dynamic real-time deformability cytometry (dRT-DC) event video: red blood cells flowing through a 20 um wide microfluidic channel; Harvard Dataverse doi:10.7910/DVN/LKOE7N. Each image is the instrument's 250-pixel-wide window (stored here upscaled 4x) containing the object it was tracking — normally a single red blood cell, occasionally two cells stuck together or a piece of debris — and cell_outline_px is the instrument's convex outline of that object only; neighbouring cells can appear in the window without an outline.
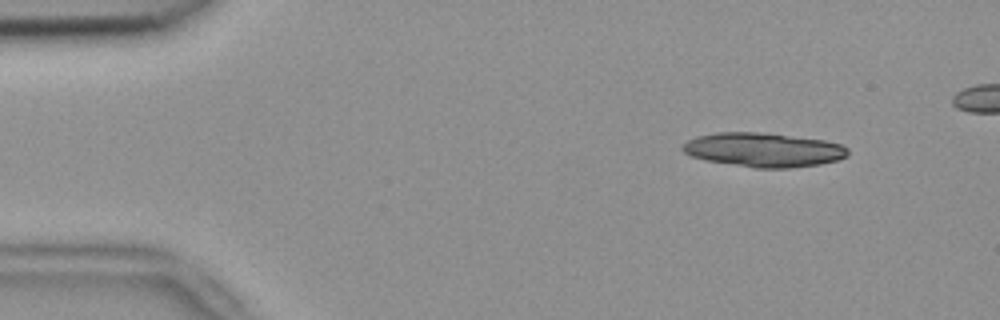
{"species": "common noctule bat (a hibernating species)", "species_latin": "Nyctalus noctula", "temperature_condition": "room temperature", "stored_images_in_passage": 18, "camera_frame_rate_fps": 3000, "um_per_image_px": 0.085, "animal": {"sex": "female", "body_mass_g": 18.4}, "frame": {"image": 1, "passage_image": 6, "time_ms": 1.667, "image_size_px": [1000, 320], "cell_outline_px": [[848, 156], [836, 160], [820, 164], [792, 168], [756, 168], [708, 160], [692, 156], [684, 152], [680, 148], [688, 140], [696, 136], [716, 132], [760, 132], [824, 140], [840, 144], [848, 148]], "centroid_in_image_um": [64.9, 12.73], "position_along_channel_um": 20.1, "area_um2": 32.71}}